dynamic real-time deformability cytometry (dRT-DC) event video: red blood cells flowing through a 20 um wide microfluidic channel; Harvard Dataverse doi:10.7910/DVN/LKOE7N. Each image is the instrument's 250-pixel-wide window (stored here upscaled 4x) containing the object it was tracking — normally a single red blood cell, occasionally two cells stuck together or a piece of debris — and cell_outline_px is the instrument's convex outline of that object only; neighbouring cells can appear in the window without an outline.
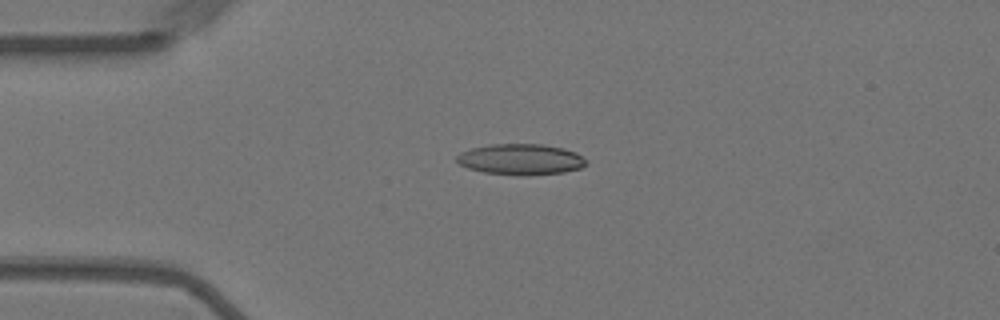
{"species": "Egyptian fruit bat (a non-hibernating species)", "species_latin": "Rousettus aegyptiacus", "temperature_condition": "warm", "stored_images_in_passage": 56, "camera_frame_rate_fps": 3000, "um_per_image_px": 0.085, "animal": {"sex": "female"}, "frame": {"image": 1, "passage_image": 13, "time_ms": 4.0, "image_size_px": [1000, 320], "cell_outline_px": [[588, 164], [580, 168], [564, 172], [528, 176], [524, 176], [484, 172], [468, 168], [460, 164], [456, 160], [456, 156], [460, 152], [472, 148], [488, 144], [540, 144], [564, 148], [576, 152], [588, 160]], "centroid_in_image_um": [44.29, 13.55], "position_along_channel_um": 40.7, "area_um2": 23.52}}
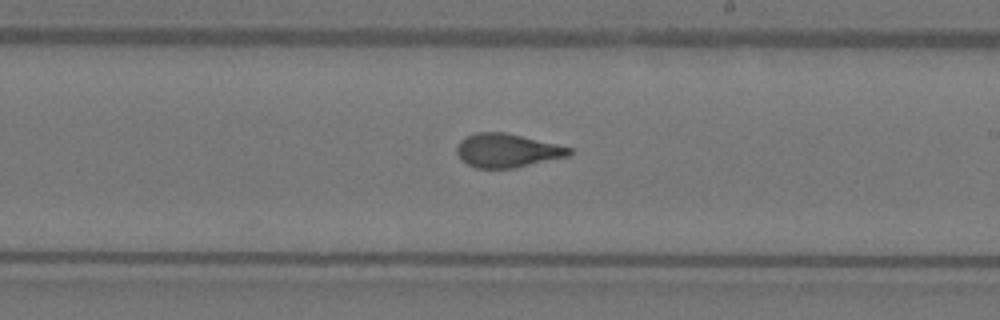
{"frame": {"image": 2, "passage_image": 32, "time_ms": 10.333, "image_size_px": [1000, 320], "cell_outline_px": [[572, 156], [512, 168], [476, 168], [460, 160], [456, 152], [456, 144], [464, 136], [476, 132], [504, 132], [556, 144], [572, 148]], "centroid_in_image_um": [43.08, 12.79], "position_along_channel_um": 245.9, "area_um2": 22.25}}
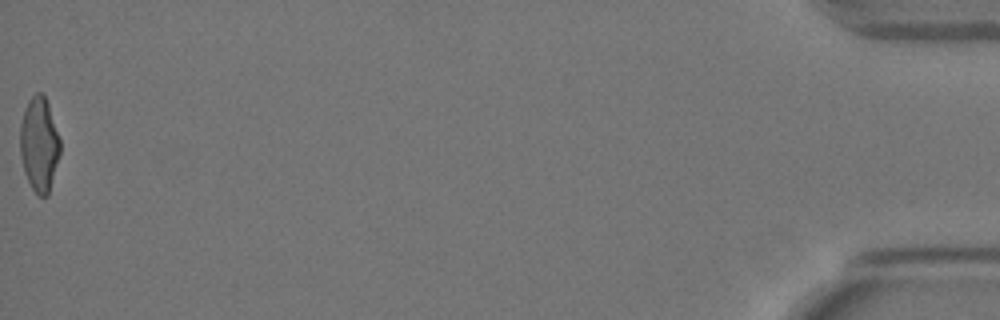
{"frame": {"image": 3, "passage_image": 56, "time_ms": 18.333, "image_size_px": [1000, 320], "cell_outline_px": [[60, 152], [48, 196], [36, 196], [24, 172], [20, 152], [20, 124], [28, 100], [36, 92], [40, 92], [44, 96], [48, 104], [60, 140]], "centroid_in_image_um": [3.32, 12.29], "position_along_channel_um": 431.9, "area_um2": 21.85}, "authors_computed_cell_mechanics": {"area_um2": 22.3686, "velocity_mm_per_s": 3.6012, "shape_relaxation_time_tau1_ms": 7.1007, "shape_relaxation_time_tau2_ms": 1.2916, "deformation_change_tau1": 0.2285, "deformation_change_tau2": 0.0871}}